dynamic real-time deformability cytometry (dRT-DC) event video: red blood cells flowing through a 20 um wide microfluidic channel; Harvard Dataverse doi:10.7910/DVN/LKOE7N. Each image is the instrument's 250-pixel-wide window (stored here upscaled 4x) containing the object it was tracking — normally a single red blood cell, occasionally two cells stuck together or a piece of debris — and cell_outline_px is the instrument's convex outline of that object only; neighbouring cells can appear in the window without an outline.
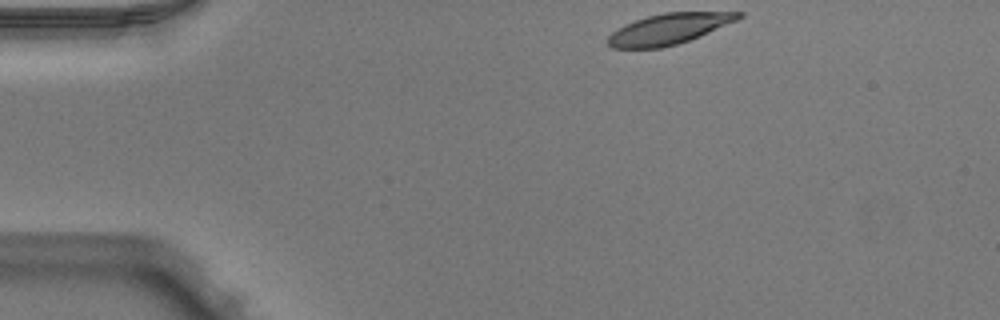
{"species": "Egyptian fruit bat (a non-hibernating species)", "species_latin": "Rousettus aegyptiacus", "temperature_condition": "warm", "stored_images_in_passage": 44, "camera_frame_rate_fps": 3000, "um_per_image_px": 0.085, "animal": {"sex": "male"}, "frame": {"image": 1, "passage_image": 1, "time_ms": 0.0, "image_size_px": [1000, 320], "cell_outline_px": [[744, 16], [736, 20], [700, 36], [676, 44], [660, 48], [612, 48], [608, 44], [608, 36], [612, 32], [624, 24], [648, 16], [664, 12], [744, 12]], "centroid_in_image_um": [56.84, 2.45], "position_along_channel_um": 28.2, "area_um2": 23.12}}
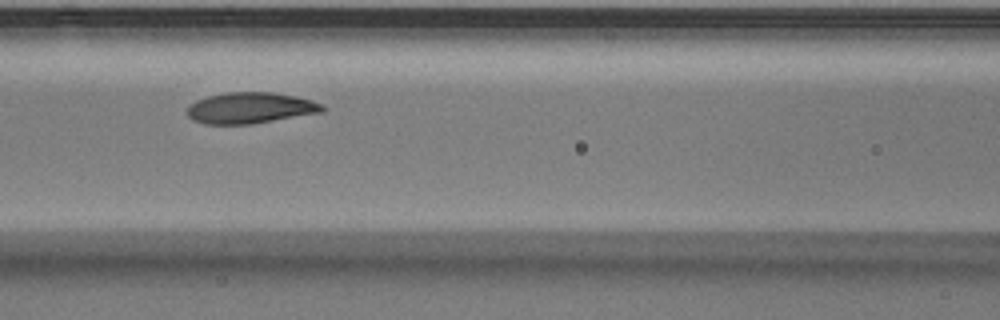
{"frame": {"image": 2, "passage_image": 15, "time_ms": 4.667, "image_size_px": [1000, 320], "cell_outline_px": [[328, 108], [324, 112], [252, 124], [204, 124], [192, 120], [188, 116], [188, 104], [196, 100], [208, 96], [224, 92], [272, 92], [296, 96], [324, 104]], "centroid_in_image_um": [21.3, 9.17], "position_along_channel_um": 145.3, "area_um2": 24.8}}
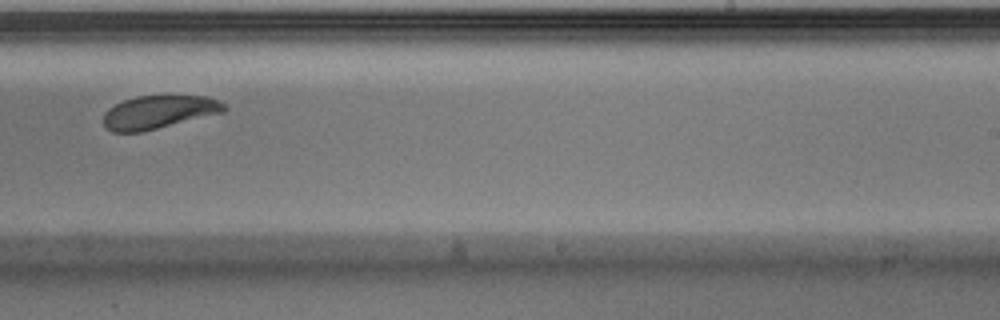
{"frame": {"image": 3, "passage_image": 25, "time_ms": 8.0, "image_size_px": [1000, 320], "cell_outline_px": [[228, 108], [224, 112], [140, 132], [112, 132], [104, 128], [104, 112], [108, 108], [124, 100], [136, 96], [164, 92], [168, 92], [208, 96], [220, 100]], "centroid_in_image_um": [13.53, 9.46], "position_along_channel_um": 275.5, "area_um2": 24.39}, "authors_computed_cell_mechanics": {"area_um2": 25.0852, "velocity_mm_per_s": 3.918, "shape_relaxation_time_tau1_ms": 2.5175, "shape_relaxation_time_tau2_ms": 3.7013, "deformation_change_tau1": 0.1348, "deformation_change_tau2": 0.0812}}